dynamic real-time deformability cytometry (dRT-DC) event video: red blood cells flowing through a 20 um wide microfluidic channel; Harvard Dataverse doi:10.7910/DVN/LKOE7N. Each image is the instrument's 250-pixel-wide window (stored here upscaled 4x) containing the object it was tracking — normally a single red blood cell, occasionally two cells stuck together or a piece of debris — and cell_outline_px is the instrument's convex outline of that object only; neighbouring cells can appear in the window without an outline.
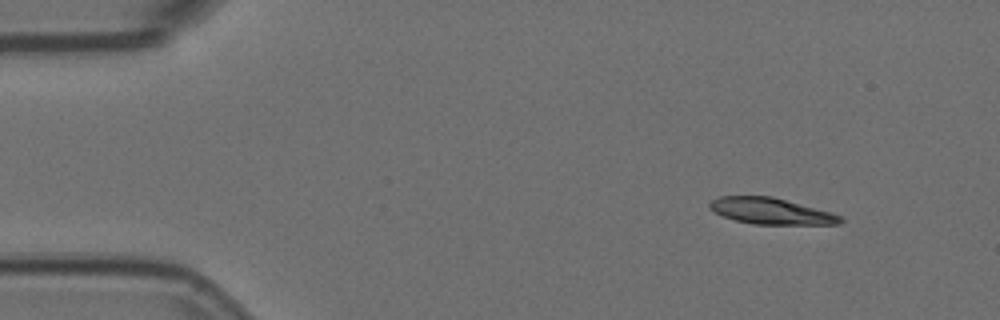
{"species": "Egyptian fruit bat (a non-hibernating species)", "species_latin": "Rousettus aegyptiacus", "temperature_condition": "room temperature", "stored_images_in_passage": 4, "camera_frame_rate_fps": 3000, "um_per_image_px": 0.085, "animal": {"sex": "female"}, "frame": {"image": 1, "passage_image": 1, "time_ms": 0.0, "image_size_px": [1000, 320], "cell_outline_px": [[844, 220], [840, 224], [752, 224], [736, 220], [724, 216], [708, 208], [708, 204], [712, 200], [720, 196], [772, 196], [832, 212], [840, 216]], "centroid_in_image_um": [65.54, 17.94], "position_along_channel_um": 19.5, "area_um2": 19.88}}